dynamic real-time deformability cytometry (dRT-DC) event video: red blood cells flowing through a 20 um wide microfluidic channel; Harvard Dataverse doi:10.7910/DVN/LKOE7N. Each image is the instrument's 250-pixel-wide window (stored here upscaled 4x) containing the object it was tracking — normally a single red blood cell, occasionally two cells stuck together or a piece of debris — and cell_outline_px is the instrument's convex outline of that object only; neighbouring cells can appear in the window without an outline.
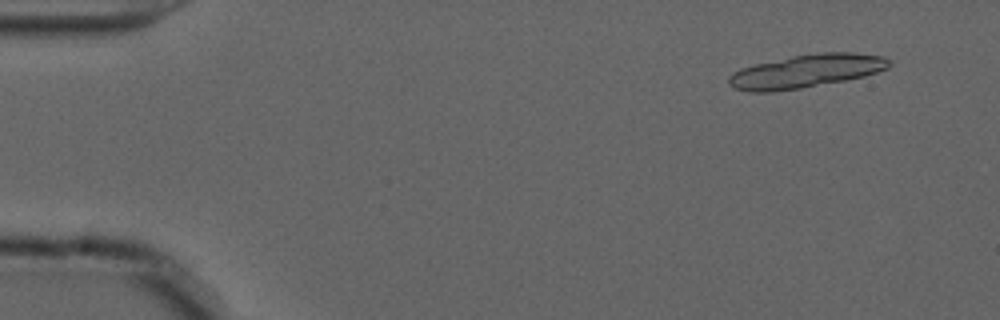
{"species": "common noctule bat (a hibernating species)", "species_latin": "Nyctalus noctula", "temperature_condition": "cold", "stored_images_in_passage": 15, "camera_frame_rate_fps": 3000, "um_per_image_px": 0.085, "animal": {"sex": "male", "forearm_length_mm": 52.5}, "frame": {"image": 1, "passage_image": 1, "time_ms": 0.0, "image_size_px": [1000, 320], "cell_outline_px": [[892, 64], [888, 68], [864, 76], [844, 80], [800, 88], [772, 92], [748, 92], [736, 88], [728, 84], [728, 76], [732, 72], [740, 68], [756, 64], [792, 56], [820, 52], [852, 52], [884, 56]], "centroid_in_image_um": [68.5, 6.04], "position_along_channel_um": 16.5, "area_um2": 30.98}}